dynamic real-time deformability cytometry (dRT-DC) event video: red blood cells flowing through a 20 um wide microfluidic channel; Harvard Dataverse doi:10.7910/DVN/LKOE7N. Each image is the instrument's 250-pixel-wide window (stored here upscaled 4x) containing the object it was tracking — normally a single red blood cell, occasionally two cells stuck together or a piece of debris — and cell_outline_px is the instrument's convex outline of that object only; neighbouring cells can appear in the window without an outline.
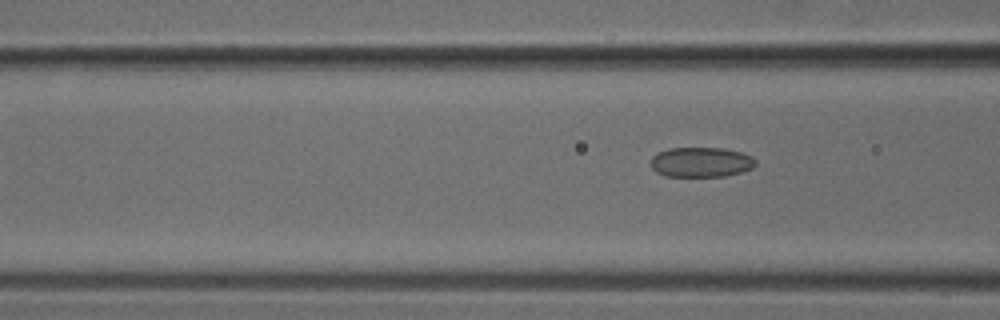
{"species": "common noctule bat (a hibernating species)", "species_latin": "Nyctalus noctula", "temperature_condition": "cold", "stored_images_in_passage": 5, "camera_frame_rate_fps": 3000, "um_per_image_px": 0.085, "animal": {"sex": "male", "body_mass_g": 18.8}, "frame": {"image": 1, "passage_image": 5, "time_ms": 1.333, "image_size_px": [1000, 320], "cell_outline_px": [[756, 164], [752, 168], [740, 172], [724, 176], [664, 176], [656, 172], [652, 168], [652, 156], [668, 148], [724, 148], [740, 152], [752, 156], [756, 160]], "centroid_in_image_um": [59.6, 13.78], "position_along_channel_um": 107.0, "area_um2": 18.21}}